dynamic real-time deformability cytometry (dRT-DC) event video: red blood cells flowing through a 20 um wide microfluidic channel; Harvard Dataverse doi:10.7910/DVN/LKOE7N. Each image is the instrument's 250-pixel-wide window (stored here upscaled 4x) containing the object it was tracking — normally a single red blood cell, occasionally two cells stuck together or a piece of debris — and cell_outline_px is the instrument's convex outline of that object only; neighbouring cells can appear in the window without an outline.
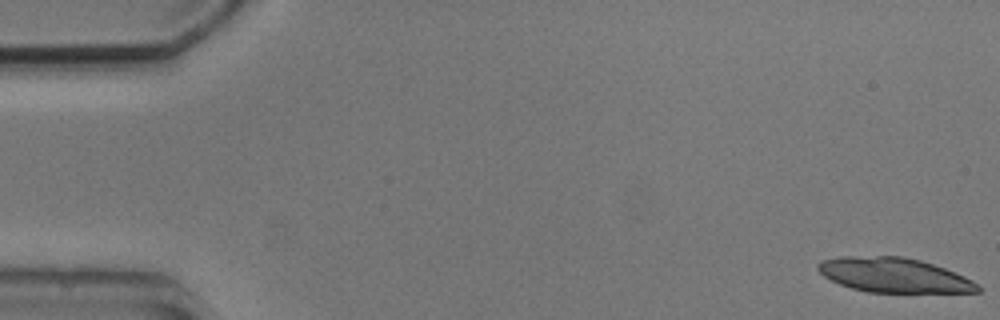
{"species": "common noctule bat (a hibernating species)", "species_latin": "Nyctalus noctula", "temperature_condition": "cold", "stored_images_in_passage": 7, "camera_frame_rate_fps": 3000, "um_per_image_px": 0.085, "animal": {"sex": "male", "body_mass_g": 20.5, "forearm_length_mm": 52.5}, "frame": {"image": 1, "passage_image": 1, "time_ms": 0.0, "image_size_px": [1000, 320], "cell_outline_px": [[984, 288], [980, 292], [868, 292], [852, 288], [840, 284], [824, 276], [816, 268], [816, 264], [820, 260], [840, 256], [904, 256], [920, 260], [944, 268], [964, 276], [980, 284]], "centroid_in_image_um": [75.99, 23.38], "position_along_channel_um": 9.0, "area_um2": 32.31}}
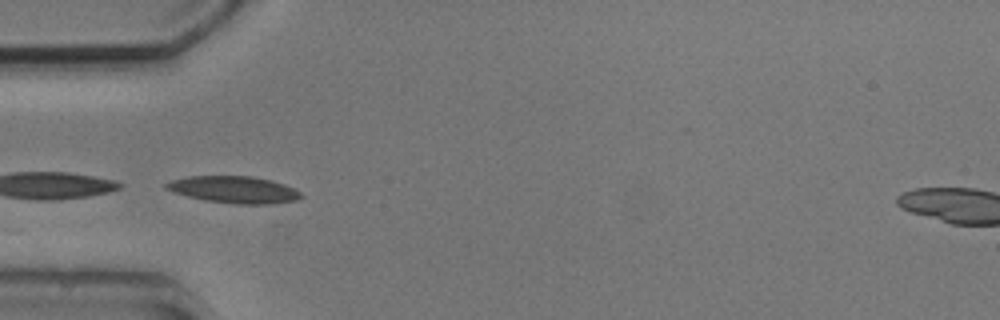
{"frame": {"image": 2, "passage_image": 5, "time_ms": 5.333, "image_size_px": [1000, 320], "cell_outline_px": [[304, 196], [296, 200], [276, 204], [236, 204], [204, 200], [172, 192], [164, 188], [164, 184], [172, 180], [188, 176], [252, 176], [272, 180], [284, 184], [300, 192]], "centroid_in_image_um": [19.89, 16.12], "position_along_channel_um": 65.1, "area_um2": 21.27}}